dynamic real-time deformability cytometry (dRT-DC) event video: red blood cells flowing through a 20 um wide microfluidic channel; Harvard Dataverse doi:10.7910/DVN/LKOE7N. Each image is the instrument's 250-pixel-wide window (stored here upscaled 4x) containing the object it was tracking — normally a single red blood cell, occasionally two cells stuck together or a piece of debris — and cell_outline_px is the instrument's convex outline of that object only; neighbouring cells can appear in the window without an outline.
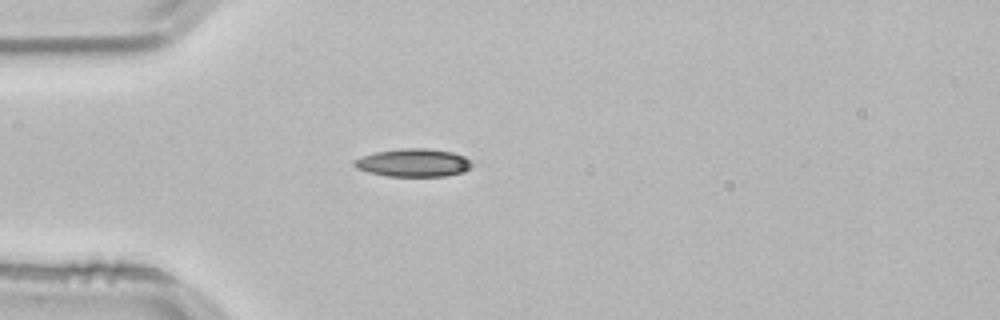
{"species": "common noctule bat (a hibernating species)", "species_latin": "Nyctalus noctula", "temperature_condition": "room temperature", "stored_images_in_passage": 39, "camera_frame_rate_fps": 3000, "um_per_image_px": 0.085, "animal": {"sex": "male", "body_mass_g": 21.5, "forearm_length_mm": 52.0}, "frame": {"image": 1, "passage_image": 1, "time_ms": 0.0, "image_size_px": [1000, 320], "cell_outline_px": [[476, 164], [464, 172], [444, 176], [388, 176], [368, 172], [356, 168], [352, 164], [356, 160], [364, 156], [376, 152], [404, 148], [424, 148], [452, 152], [468, 156]], "centroid_in_image_um": [35.23, 13.83], "position_along_channel_um": 49.8, "area_um2": 19.31}}
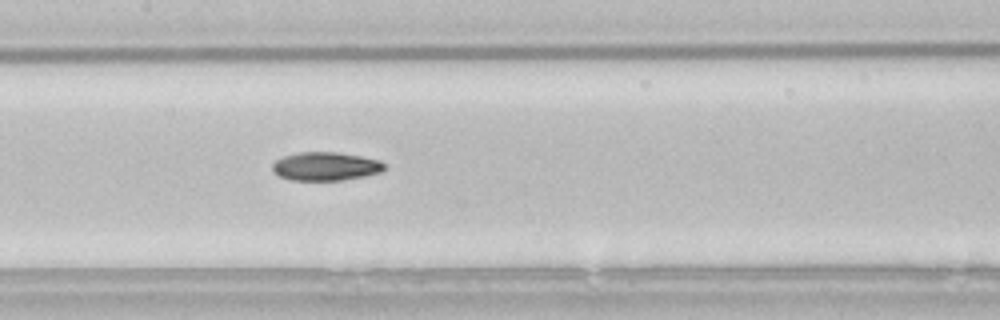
{"frame": {"image": 2, "passage_image": 12, "time_ms": 3.667, "image_size_px": [1000, 320], "cell_outline_px": [[384, 168], [380, 172], [364, 176], [340, 180], [288, 180], [272, 172], [272, 164], [276, 160], [284, 156], [300, 152], [336, 152], [360, 156], [380, 160], [384, 164]], "centroid_in_image_um": [27.64, 14.14], "position_along_channel_um": 179.8, "area_um2": 18.5}}
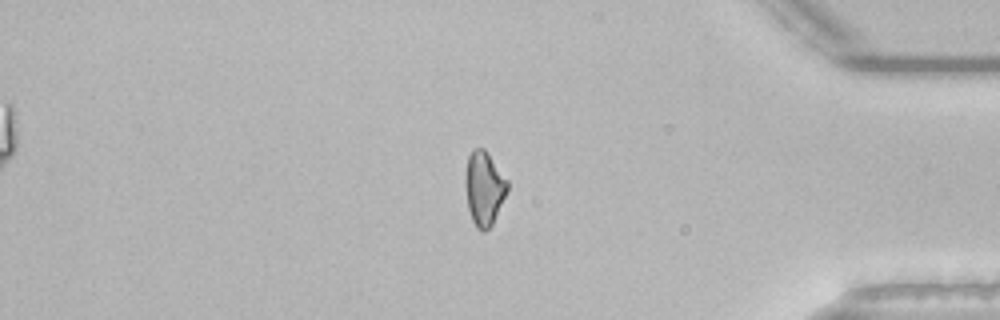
{"frame": {"image": 3, "passage_image": 31, "time_ms": 10.0, "image_size_px": [1000, 320], "cell_outline_px": [[508, 192], [492, 224], [484, 232], [480, 232], [476, 228], [472, 220], [468, 208], [464, 184], [464, 180], [468, 156], [472, 148], [484, 148], [508, 180]], "centroid_in_image_um": [41.14, 16.01], "position_along_channel_um": 394.1, "area_um2": 18.38}, "authors_computed_cell_mechanics": {"area_um2": 18.6116, "velocity_mm_per_s": 3.8512, "shape_relaxation_time_tau1_ms": 5.3929, "shape_relaxation_time_tau2_ms": null, "deformation_change_tau1": 0.1588, "deformation_change_tau2": null}}